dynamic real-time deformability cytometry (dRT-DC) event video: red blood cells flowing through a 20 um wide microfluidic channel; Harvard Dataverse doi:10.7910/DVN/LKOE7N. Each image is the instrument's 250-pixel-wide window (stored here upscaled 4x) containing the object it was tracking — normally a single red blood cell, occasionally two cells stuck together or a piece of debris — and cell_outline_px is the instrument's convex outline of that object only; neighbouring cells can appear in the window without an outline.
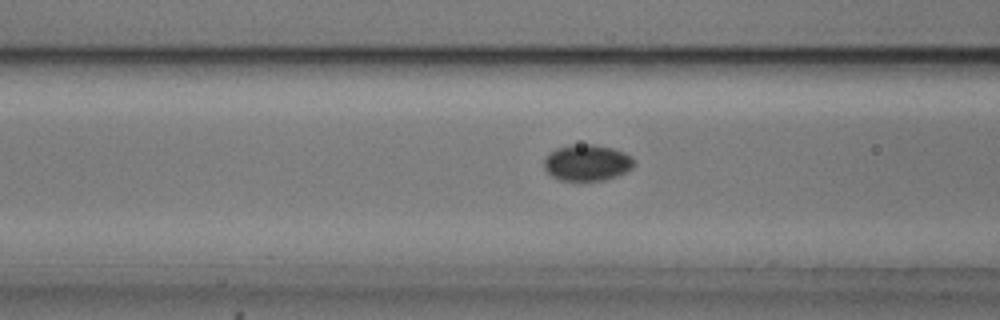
{"species": "common noctule bat (a hibernating species)", "species_latin": "Nyctalus noctula", "temperature_condition": "cold", "stored_images_in_passage": 55, "camera_frame_rate_fps": 3000, "um_per_image_px": 0.085, "animal": {"sex": "male", "body_mass_g": 20.5, "forearm_length_mm": 52.5}, "frame": {"image": 1, "passage_image": 22, "time_ms": 7.0, "image_size_px": [1000, 320], "cell_outline_px": [[636, 164], [632, 168], [616, 176], [604, 180], [560, 180], [552, 176], [544, 168], [544, 156], [548, 152], [556, 148], [568, 144], [592, 144], [612, 148], [624, 152], [632, 156]], "centroid_in_image_um": [49.88, 13.81], "position_along_channel_um": 116.7, "area_um2": 19.19}}
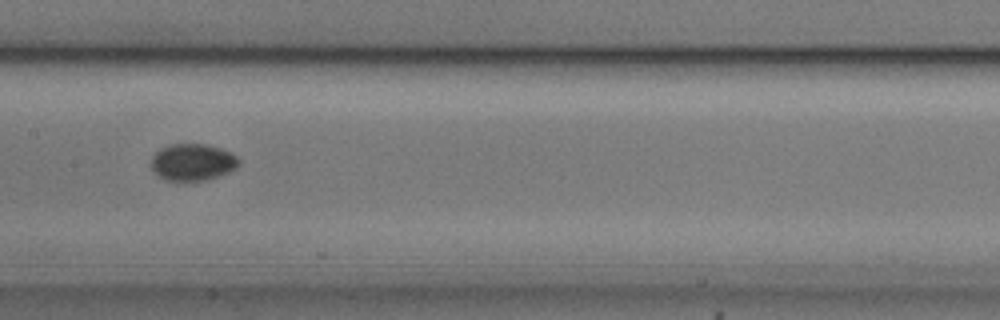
{"frame": {"image": 2, "passage_image": 28, "time_ms": 9.0, "image_size_px": [1000, 320], "cell_outline_px": [[240, 164], [236, 168], [220, 176], [204, 180], [164, 180], [152, 168], [152, 156], [160, 148], [168, 144], [208, 144], [220, 148], [236, 156], [240, 160]], "centroid_in_image_um": [16.39, 13.77], "position_along_channel_um": 191.0, "area_um2": 18.73}}
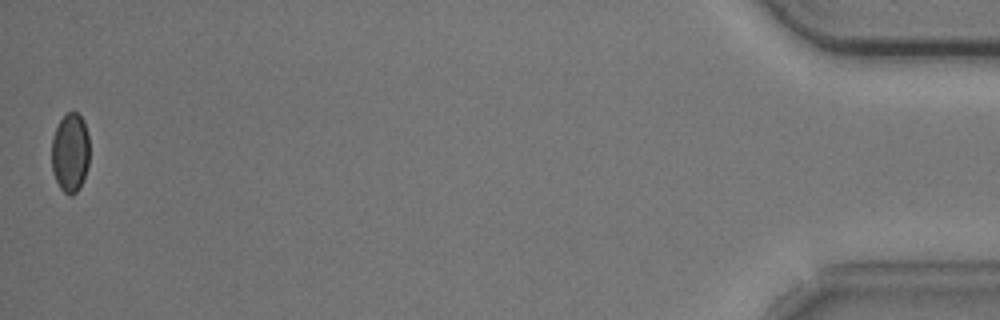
{"frame": {"image": 3, "passage_image": 55, "time_ms": 18.0, "image_size_px": [1000, 320], "cell_outline_px": [[88, 164], [80, 188], [72, 196], [68, 196], [60, 188], [52, 172], [52, 140], [56, 128], [60, 120], [68, 112], [76, 112], [84, 120], [88, 136]], "centroid_in_image_um": [5.96, 13.0], "position_along_channel_um": 429.2, "area_um2": 17.4}, "authors_computed_cell_mechanics": {"area_um2": 18.7272, "velocity_mm_per_s": 3.6979, "shape_relaxation_time_tau1_ms": 3.3913, "shape_relaxation_time_tau2_ms": null, "deformation_change_tau1": 0.0427, "deformation_change_tau2": null}}